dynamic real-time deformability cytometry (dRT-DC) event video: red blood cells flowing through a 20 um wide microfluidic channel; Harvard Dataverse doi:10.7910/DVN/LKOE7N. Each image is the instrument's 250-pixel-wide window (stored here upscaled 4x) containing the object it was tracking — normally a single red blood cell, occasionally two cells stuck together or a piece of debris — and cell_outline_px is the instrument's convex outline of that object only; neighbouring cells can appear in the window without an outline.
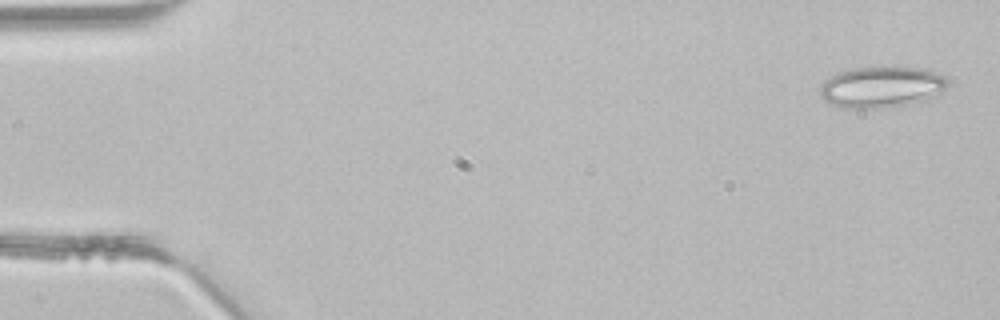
{"species": "common noctule bat (a hibernating species)", "species_latin": "Nyctalus noctula", "temperature_condition": "room temperature", "stored_images_in_passage": 3, "camera_frame_rate_fps": 3000, "um_per_image_px": 0.085, "animal": {"sex": "male", "body_mass_g": 21.5, "forearm_length_mm": 52.0}, "frame": {"image": 1, "passage_image": 1, "time_ms": 0.0, "image_size_px": [1000, 320], "cell_outline_px": [[948, 84], [940, 92], [924, 100], [888, 108], [844, 108], [832, 104], [824, 100], [820, 96], [820, 84], [832, 76], [840, 72], [856, 68], [924, 68], [944, 76], [948, 80]], "centroid_in_image_um": [74.91, 7.41], "position_along_channel_um": 10.1, "area_um2": 30.11}}